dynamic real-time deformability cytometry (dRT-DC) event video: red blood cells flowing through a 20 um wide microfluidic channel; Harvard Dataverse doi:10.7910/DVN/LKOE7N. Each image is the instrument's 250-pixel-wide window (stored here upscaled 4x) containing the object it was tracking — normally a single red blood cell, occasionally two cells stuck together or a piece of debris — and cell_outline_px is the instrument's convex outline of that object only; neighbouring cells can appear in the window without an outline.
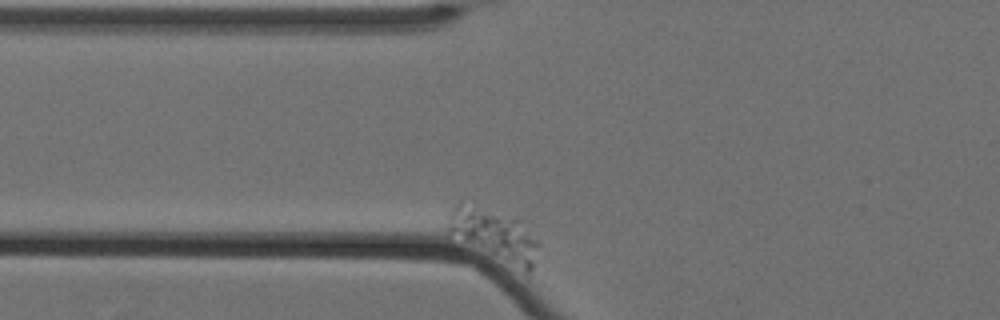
{"species": "Egyptian fruit bat (a non-hibernating species)", "species_latin": "Rousettus aegyptiacus", "temperature_condition": "cold", "stored_images_in_passage": 44, "camera_frame_rate_fps": 3000, "um_per_image_px": 0.085, "animal": {"sex": "female"}, "frame": {"image": 1, "passage_image": 2, "time_ms": 0.333, "image_size_px": [1000, 320], "cell_outline_px": [[540, 260], [528, 276], [448, 232], [448, 220], [452, 208], [460, 200], [520, 220], [540, 244]], "centroid_in_image_um": [42.13, 20.03], "position_along_channel_um": 83.7, "area_um2": 27.51}}
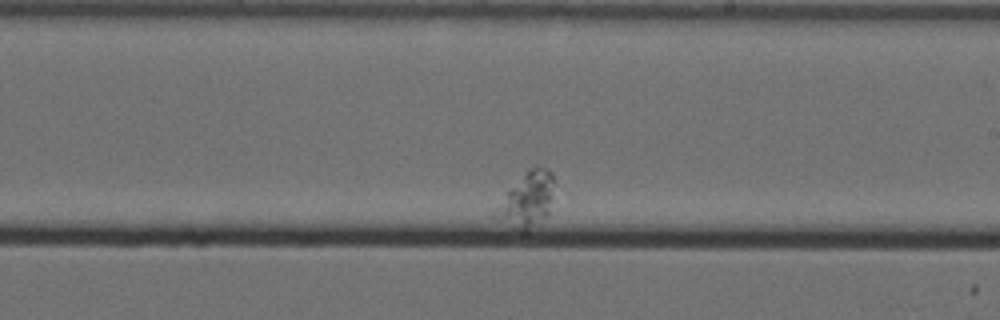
{"frame": {"image": 2, "passage_image": 26, "time_ms": 8.333, "image_size_px": [1000, 320], "cell_outline_px": [[552, 180], [548, 216], [524, 236], [488, 216], [508, 192], [536, 164], [548, 168], [552, 172]], "centroid_in_image_um": [44.72, 17.14], "position_along_channel_um": 244.3, "area_um2": 18.9}}
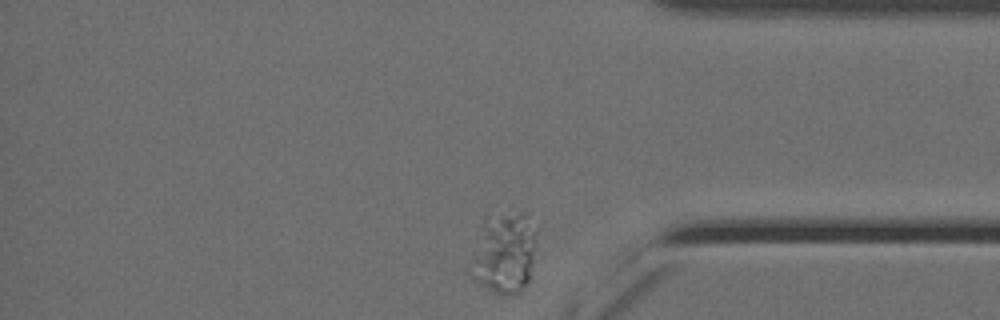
{"frame": {"image": 3, "passage_image": 44, "time_ms": 14.333, "image_size_px": [1000, 320], "cell_outline_px": [[540, 256], [524, 288], [520, 292], [512, 296], [504, 296], [492, 292], [472, 276], [484, 216], [520, 212], [528, 212], [540, 220]], "centroid_in_image_um": [43.14, 21.43], "position_along_channel_um": 392.1, "area_um2": 32.48}}